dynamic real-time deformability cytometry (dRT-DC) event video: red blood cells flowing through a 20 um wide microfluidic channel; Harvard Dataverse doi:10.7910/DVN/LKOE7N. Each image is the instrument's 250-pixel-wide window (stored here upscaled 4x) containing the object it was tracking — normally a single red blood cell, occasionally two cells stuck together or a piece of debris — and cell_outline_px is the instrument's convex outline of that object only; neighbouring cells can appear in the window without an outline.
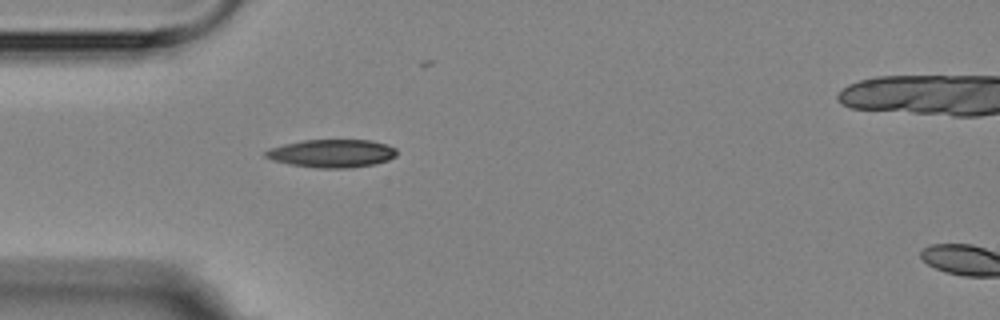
{"species": "Egyptian fruit bat (a non-hibernating species)", "species_latin": "Rousettus aegyptiacus", "temperature_condition": "room temperature", "stored_images_in_passage": 3, "camera_frame_rate_fps": 3000, "um_per_image_px": 0.085, "animal": {"sex": "female"}, "frame": {"image": 1, "passage_image": 2, "time_ms": 1.333, "image_size_px": [1000, 320], "cell_outline_px": [[396, 156], [388, 160], [376, 164], [352, 168], [320, 168], [288, 164], [264, 156], [264, 152], [268, 148], [284, 144], [304, 140], [372, 140], [396, 148]], "centroid_in_image_um": [28.22, 13.04], "position_along_channel_um": 56.8, "area_um2": 21.44}}